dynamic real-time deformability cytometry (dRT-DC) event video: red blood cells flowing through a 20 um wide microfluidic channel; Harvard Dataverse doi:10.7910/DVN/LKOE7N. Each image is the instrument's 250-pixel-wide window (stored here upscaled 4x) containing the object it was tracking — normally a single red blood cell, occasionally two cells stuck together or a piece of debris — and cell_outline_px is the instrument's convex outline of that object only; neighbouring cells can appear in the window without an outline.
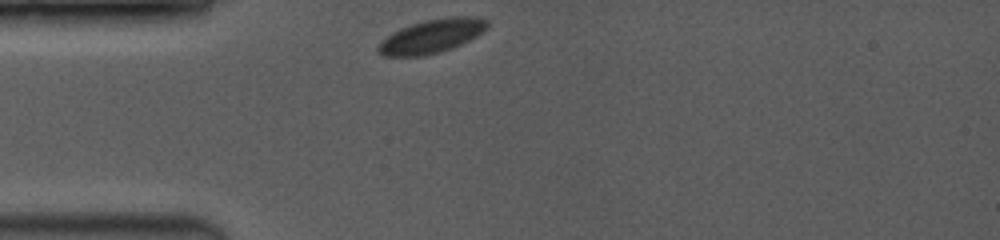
{"species": "common noctule bat (a hibernating species)", "species_latin": "Nyctalus noctula", "temperature_condition": "room temperature", "stored_images_in_passage": 61, "camera_frame_rate_fps": 3500, "um_per_image_px": 0.085, "animal": {"sex": "female", "body_mass_g": 19.0, "forearm_length_mm": 53.3}, "frame": {"image": 1, "passage_image": 1, "time_ms": 0.0, "image_size_px": [1000, 240], "cell_outline_px": [[488, 28], [484, 32], [452, 48], [420, 56], [384, 56], [376, 52], [376, 48], [392, 32], [400, 28], [424, 20], [448, 16], [472, 16], [488, 20]], "centroid_in_image_um": [36.71, 3.05], "position_along_channel_um": 48.3, "area_um2": 21.33}}
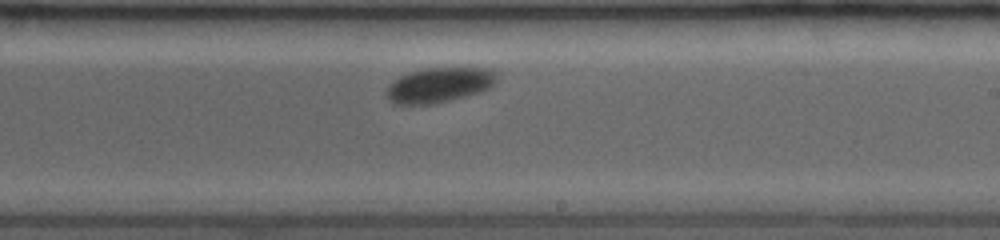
{"frame": {"image": 2, "passage_image": 37, "time_ms": 5.714, "image_size_px": [1000, 240], "cell_outline_px": [[496, 80], [488, 88], [480, 92], [432, 104], [392, 104], [388, 100], [388, 84], [400, 76], [408, 72], [424, 68], [492, 68], [496, 72]], "centroid_in_image_um": [37.31, 7.21], "position_along_channel_um": 251.7, "area_um2": 22.31}}
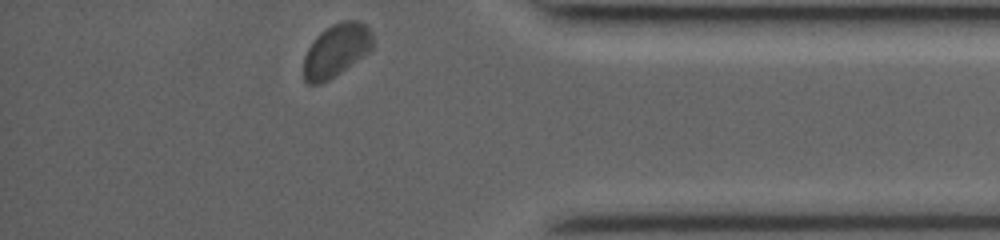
{"frame": {"image": 3, "passage_image": 61, "time_ms": 10.0, "image_size_px": [1000, 240], "cell_outline_px": [[372, 48], [368, 52], [340, 72], [328, 80], [320, 84], [308, 84], [304, 80], [304, 56], [308, 48], [316, 36], [320, 32], [332, 24], [344, 20], [356, 20], [364, 24], [372, 32]], "centroid_in_image_um": [28.56, 4.27], "position_along_channel_um": 406.6, "area_um2": 21.1}, "authors_computed_cell_mechanics": {"area_um2": 22.0218, "velocity_mm_per_s": 3.8125, "shape_relaxation_time_tau1_ms": 1.799, "shape_relaxation_time_tau2_ms": null, "deformation_change_tau1": 0.0485, "deformation_change_tau2": null}}